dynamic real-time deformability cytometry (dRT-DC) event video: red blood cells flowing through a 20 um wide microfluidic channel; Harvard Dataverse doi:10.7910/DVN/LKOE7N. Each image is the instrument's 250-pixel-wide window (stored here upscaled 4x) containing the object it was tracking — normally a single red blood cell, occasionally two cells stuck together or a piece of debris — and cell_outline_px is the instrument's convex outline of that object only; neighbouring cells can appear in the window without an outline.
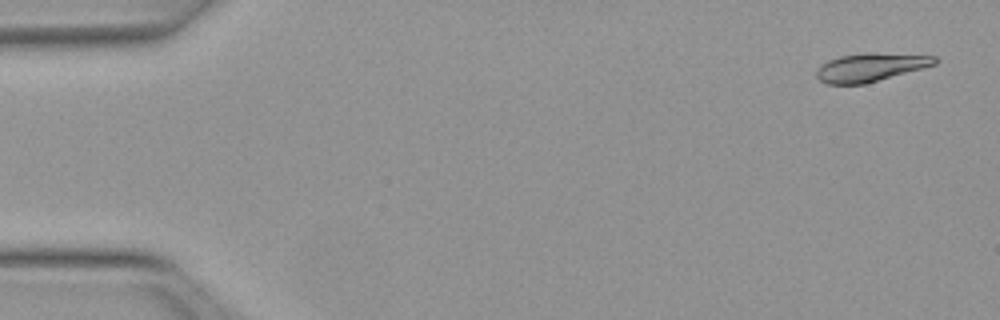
{"species": "Egyptian fruit bat (a non-hibernating species)", "species_latin": "Rousettus aegyptiacus", "temperature_condition": "warm", "stored_images_in_passage": 51, "camera_frame_rate_fps": 3000, "um_per_image_px": 0.085, "animal": {"sex": "female"}, "frame": {"image": 1, "passage_image": 2, "time_ms": 0.333, "image_size_px": [1000, 320], "cell_outline_px": [[940, 60], [936, 64], [924, 68], [864, 84], [828, 84], [820, 80], [816, 76], [816, 72], [828, 60], [840, 56], [864, 52], [872, 52], [936, 56]], "centroid_in_image_um": [74.04, 5.71], "position_along_channel_um": 11.0, "area_um2": 19.54}}
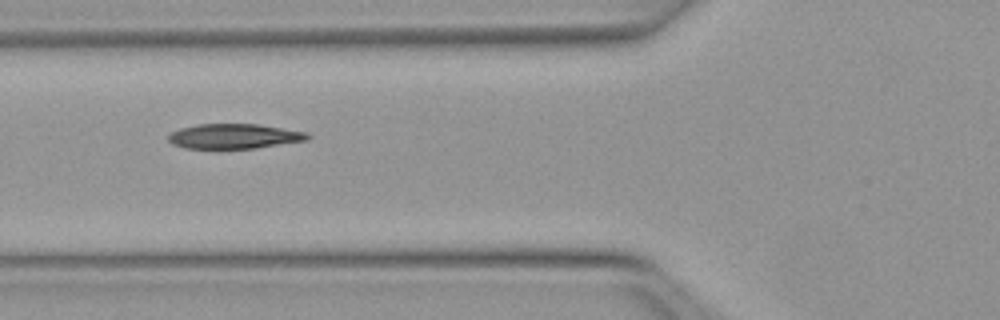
{"frame": {"image": 2, "passage_image": 19, "time_ms": 6.0, "image_size_px": [1000, 320], "cell_outline_px": [[312, 136], [308, 140], [256, 148], [184, 148], [172, 144], [168, 140], [168, 136], [172, 132], [180, 128], [200, 124], [260, 124], [308, 132]], "centroid_in_image_um": [19.95, 11.58], "position_along_channel_um": 105.9, "area_um2": 20.23}}
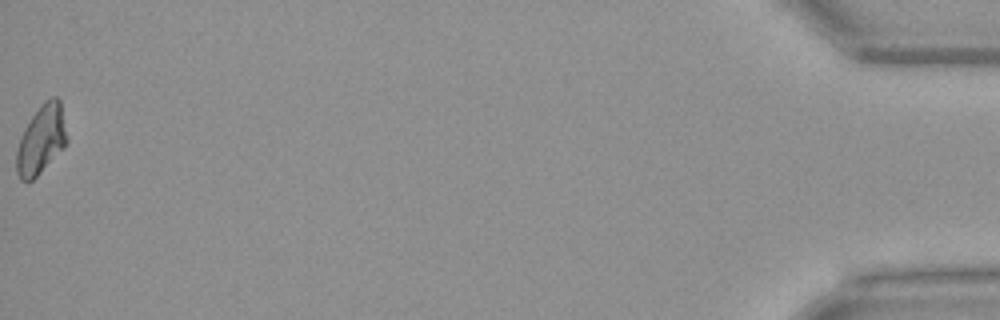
{"frame": {"image": 3, "passage_image": 51, "time_ms": 16.667, "image_size_px": [1000, 320], "cell_outline_px": [[68, 140], [64, 148], [32, 180], [20, 180], [16, 172], [16, 152], [24, 128], [40, 104], [44, 100], [52, 96], [56, 96], [60, 100]], "centroid_in_image_um": [3.51, 11.84], "position_along_channel_um": 431.7, "area_um2": 20.11}, "authors_computed_cell_mechanics": {"area_um2": 20.23, "velocity_mm_per_s": 4.007, "shape_relaxation_time_tau1_ms": 5.3804, "shape_relaxation_time_tau2_ms": 2.959, "deformation_change_tau1": 0.1767, "deformation_change_tau2": 0.0823}}